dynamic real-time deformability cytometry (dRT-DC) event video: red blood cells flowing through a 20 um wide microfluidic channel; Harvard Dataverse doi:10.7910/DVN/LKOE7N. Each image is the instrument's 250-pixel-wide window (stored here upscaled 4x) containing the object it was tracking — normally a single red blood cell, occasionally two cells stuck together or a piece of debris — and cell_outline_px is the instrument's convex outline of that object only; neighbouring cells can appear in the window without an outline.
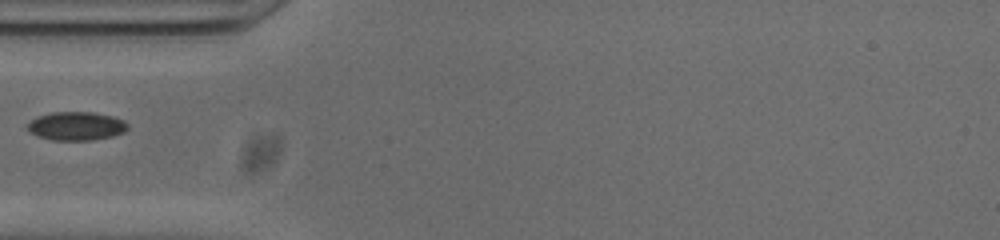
{"species": "common noctule bat (a hibernating species)", "species_latin": "Nyctalus noctula", "temperature_condition": "cold", "stored_images_in_passage": 8, "camera_frame_rate_fps": 3000, "um_per_image_px": 0.085, "animal": {"sex": "male", "body_mass_g": 20.0, "forearm_length_mm": 53.3}, "frame": {"image": 1, "passage_image": 1, "time_ms": 0.0, "image_size_px": [1000, 240], "cell_outline_px": [[128, 128], [124, 132], [112, 136], [92, 140], [52, 140], [28, 132], [28, 124], [36, 116], [52, 112], [92, 112], [112, 116], [124, 120], [128, 124]], "centroid_in_image_um": [6.49, 10.71], "position_along_channel_um": 78.5, "area_um2": 16.65}}